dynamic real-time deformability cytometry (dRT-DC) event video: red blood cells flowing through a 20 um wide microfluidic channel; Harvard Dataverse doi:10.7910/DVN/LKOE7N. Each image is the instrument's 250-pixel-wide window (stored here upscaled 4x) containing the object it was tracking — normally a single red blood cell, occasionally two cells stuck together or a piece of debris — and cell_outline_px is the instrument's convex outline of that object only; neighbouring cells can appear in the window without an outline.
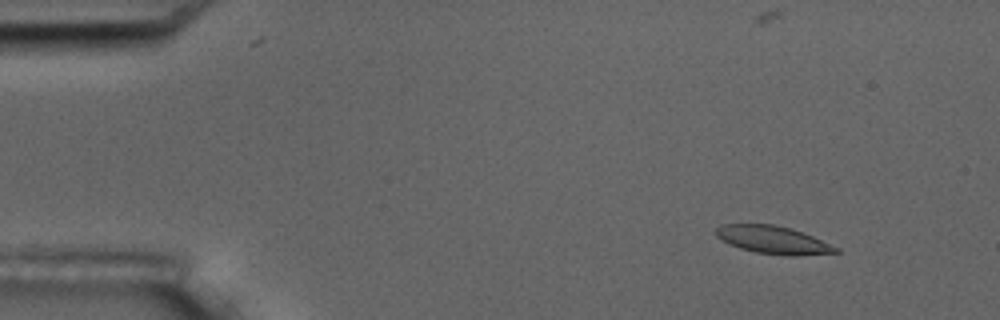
{"species": "common noctule bat (a hibernating species)", "species_latin": "Nyctalus noctula", "temperature_condition": "room temperature", "stored_images_in_passage": 6, "camera_frame_rate_fps": 3000, "um_per_image_px": 0.085, "animal": {"sex": "male", "body_mass_g": 17.5, "forearm_length_mm": 52.3}, "frame": {"image": 1, "passage_image": 2, "time_ms": 1.333, "image_size_px": [1000, 320], "cell_outline_px": [[840, 252], [796, 256], [784, 256], [756, 252], [740, 248], [716, 236], [716, 228], [720, 224], [772, 224], [788, 228], [812, 236], [840, 248]], "centroid_in_image_um": [65.73, 20.4], "position_along_channel_um": 19.3, "area_um2": 19.19}}
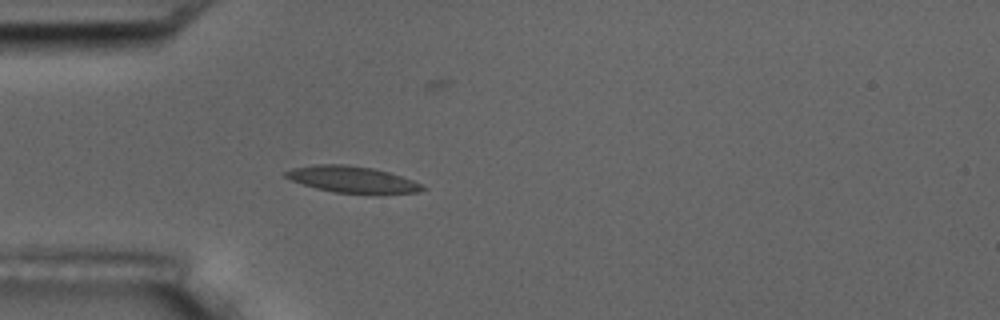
{"frame": {"image": 2, "passage_image": 5, "time_ms": 4.667, "image_size_px": [1000, 320], "cell_outline_px": [[428, 188], [420, 192], [332, 192], [316, 188], [292, 180], [284, 176], [284, 172], [292, 168], [316, 164], [344, 164], [372, 168], [388, 172], [424, 184]], "centroid_in_image_um": [29.92, 15.23], "position_along_channel_um": 55.1, "area_um2": 20.52}}